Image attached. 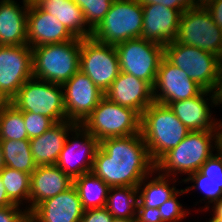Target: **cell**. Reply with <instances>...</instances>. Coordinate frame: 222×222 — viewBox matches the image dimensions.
<instances>
[{"label":"cell","mask_w":222,"mask_h":222,"mask_svg":"<svg viewBox=\"0 0 222 222\" xmlns=\"http://www.w3.org/2000/svg\"><path fill=\"white\" fill-rule=\"evenodd\" d=\"M154 171L155 163L141 133L101 140L92 168L110 187H137Z\"/></svg>","instance_id":"obj_1"},{"label":"cell","mask_w":222,"mask_h":222,"mask_svg":"<svg viewBox=\"0 0 222 222\" xmlns=\"http://www.w3.org/2000/svg\"><path fill=\"white\" fill-rule=\"evenodd\" d=\"M189 132L166 105L153 102L141 114L140 133L154 163L176 147Z\"/></svg>","instance_id":"obj_2"},{"label":"cell","mask_w":222,"mask_h":222,"mask_svg":"<svg viewBox=\"0 0 222 222\" xmlns=\"http://www.w3.org/2000/svg\"><path fill=\"white\" fill-rule=\"evenodd\" d=\"M214 150H217L216 131H190L176 147L155 163V171L172 178H179L178 174H187L188 177L199 171Z\"/></svg>","instance_id":"obj_3"},{"label":"cell","mask_w":222,"mask_h":222,"mask_svg":"<svg viewBox=\"0 0 222 222\" xmlns=\"http://www.w3.org/2000/svg\"><path fill=\"white\" fill-rule=\"evenodd\" d=\"M81 38L32 48L33 77L64 84L80 70Z\"/></svg>","instance_id":"obj_4"},{"label":"cell","mask_w":222,"mask_h":222,"mask_svg":"<svg viewBox=\"0 0 222 222\" xmlns=\"http://www.w3.org/2000/svg\"><path fill=\"white\" fill-rule=\"evenodd\" d=\"M143 9L138 0H114L92 38L100 43L117 45L130 39L141 38Z\"/></svg>","instance_id":"obj_5"},{"label":"cell","mask_w":222,"mask_h":222,"mask_svg":"<svg viewBox=\"0 0 222 222\" xmlns=\"http://www.w3.org/2000/svg\"><path fill=\"white\" fill-rule=\"evenodd\" d=\"M141 116L103 96L81 125L99 142L109 137H125L140 133Z\"/></svg>","instance_id":"obj_6"},{"label":"cell","mask_w":222,"mask_h":222,"mask_svg":"<svg viewBox=\"0 0 222 222\" xmlns=\"http://www.w3.org/2000/svg\"><path fill=\"white\" fill-rule=\"evenodd\" d=\"M9 102L22 112L44 115L55 123L67 120L63 88L60 84L32 77Z\"/></svg>","instance_id":"obj_7"},{"label":"cell","mask_w":222,"mask_h":222,"mask_svg":"<svg viewBox=\"0 0 222 222\" xmlns=\"http://www.w3.org/2000/svg\"><path fill=\"white\" fill-rule=\"evenodd\" d=\"M164 57L204 90L213 89L222 62L216 55L173 41L164 46Z\"/></svg>","instance_id":"obj_8"},{"label":"cell","mask_w":222,"mask_h":222,"mask_svg":"<svg viewBox=\"0 0 222 222\" xmlns=\"http://www.w3.org/2000/svg\"><path fill=\"white\" fill-rule=\"evenodd\" d=\"M175 41L212 53L222 60V30L205 7L191 6L181 14Z\"/></svg>","instance_id":"obj_9"},{"label":"cell","mask_w":222,"mask_h":222,"mask_svg":"<svg viewBox=\"0 0 222 222\" xmlns=\"http://www.w3.org/2000/svg\"><path fill=\"white\" fill-rule=\"evenodd\" d=\"M120 70L146 81L152 88L164 57V46L144 38L130 39L115 45Z\"/></svg>","instance_id":"obj_10"},{"label":"cell","mask_w":222,"mask_h":222,"mask_svg":"<svg viewBox=\"0 0 222 222\" xmlns=\"http://www.w3.org/2000/svg\"><path fill=\"white\" fill-rule=\"evenodd\" d=\"M80 70L105 93L121 72L115 46L92 37L81 39Z\"/></svg>","instance_id":"obj_11"},{"label":"cell","mask_w":222,"mask_h":222,"mask_svg":"<svg viewBox=\"0 0 222 222\" xmlns=\"http://www.w3.org/2000/svg\"><path fill=\"white\" fill-rule=\"evenodd\" d=\"M32 77V48L28 44L0 45V102H9Z\"/></svg>","instance_id":"obj_12"},{"label":"cell","mask_w":222,"mask_h":222,"mask_svg":"<svg viewBox=\"0 0 222 222\" xmlns=\"http://www.w3.org/2000/svg\"><path fill=\"white\" fill-rule=\"evenodd\" d=\"M99 145L100 142L93 135L77 124L69 132L56 165L72 179L91 172Z\"/></svg>","instance_id":"obj_13"},{"label":"cell","mask_w":222,"mask_h":222,"mask_svg":"<svg viewBox=\"0 0 222 222\" xmlns=\"http://www.w3.org/2000/svg\"><path fill=\"white\" fill-rule=\"evenodd\" d=\"M67 120L81 124L98 105L104 93L81 70L62 84Z\"/></svg>","instance_id":"obj_14"},{"label":"cell","mask_w":222,"mask_h":222,"mask_svg":"<svg viewBox=\"0 0 222 222\" xmlns=\"http://www.w3.org/2000/svg\"><path fill=\"white\" fill-rule=\"evenodd\" d=\"M203 90L185 71L162 58L153 86L154 102L167 106L170 102L198 96Z\"/></svg>","instance_id":"obj_15"},{"label":"cell","mask_w":222,"mask_h":222,"mask_svg":"<svg viewBox=\"0 0 222 222\" xmlns=\"http://www.w3.org/2000/svg\"><path fill=\"white\" fill-rule=\"evenodd\" d=\"M143 28L141 38L162 46L175 41L178 35L181 10L162 4L142 5Z\"/></svg>","instance_id":"obj_16"},{"label":"cell","mask_w":222,"mask_h":222,"mask_svg":"<svg viewBox=\"0 0 222 222\" xmlns=\"http://www.w3.org/2000/svg\"><path fill=\"white\" fill-rule=\"evenodd\" d=\"M74 185L39 203L30 213L29 222H80L84 214Z\"/></svg>","instance_id":"obj_17"},{"label":"cell","mask_w":222,"mask_h":222,"mask_svg":"<svg viewBox=\"0 0 222 222\" xmlns=\"http://www.w3.org/2000/svg\"><path fill=\"white\" fill-rule=\"evenodd\" d=\"M167 106L189 131H216L218 119L210 109L216 107L211 91L203 90L198 96L170 102Z\"/></svg>","instance_id":"obj_18"},{"label":"cell","mask_w":222,"mask_h":222,"mask_svg":"<svg viewBox=\"0 0 222 222\" xmlns=\"http://www.w3.org/2000/svg\"><path fill=\"white\" fill-rule=\"evenodd\" d=\"M75 38L58 18L43 11L36 3L29 4L27 44L31 48L46 44L67 42Z\"/></svg>","instance_id":"obj_19"},{"label":"cell","mask_w":222,"mask_h":222,"mask_svg":"<svg viewBox=\"0 0 222 222\" xmlns=\"http://www.w3.org/2000/svg\"><path fill=\"white\" fill-rule=\"evenodd\" d=\"M104 96L121 106L135 110L140 116L154 102L153 88L146 81L122 71Z\"/></svg>","instance_id":"obj_20"},{"label":"cell","mask_w":222,"mask_h":222,"mask_svg":"<svg viewBox=\"0 0 222 222\" xmlns=\"http://www.w3.org/2000/svg\"><path fill=\"white\" fill-rule=\"evenodd\" d=\"M184 183H192V186H186L187 193L193 189L200 190L204 194L199 202L204 201L205 207L200 211L210 210L211 204L222 198V154L217 150L200 167L199 171L191 173L188 177L181 179ZM206 200V201H205Z\"/></svg>","instance_id":"obj_21"},{"label":"cell","mask_w":222,"mask_h":222,"mask_svg":"<svg viewBox=\"0 0 222 222\" xmlns=\"http://www.w3.org/2000/svg\"><path fill=\"white\" fill-rule=\"evenodd\" d=\"M73 185V179L57 165L37 166L31 174L30 212L42 201L53 198Z\"/></svg>","instance_id":"obj_22"},{"label":"cell","mask_w":222,"mask_h":222,"mask_svg":"<svg viewBox=\"0 0 222 222\" xmlns=\"http://www.w3.org/2000/svg\"><path fill=\"white\" fill-rule=\"evenodd\" d=\"M77 123L66 120L56 123L42 135L30 139V149L37 166L56 165L69 132Z\"/></svg>","instance_id":"obj_23"},{"label":"cell","mask_w":222,"mask_h":222,"mask_svg":"<svg viewBox=\"0 0 222 222\" xmlns=\"http://www.w3.org/2000/svg\"><path fill=\"white\" fill-rule=\"evenodd\" d=\"M16 0H0V45L27 44L29 4Z\"/></svg>","instance_id":"obj_24"},{"label":"cell","mask_w":222,"mask_h":222,"mask_svg":"<svg viewBox=\"0 0 222 222\" xmlns=\"http://www.w3.org/2000/svg\"><path fill=\"white\" fill-rule=\"evenodd\" d=\"M36 4L58 18L75 37L92 36L93 30L86 24L82 9L73 0H39Z\"/></svg>","instance_id":"obj_25"},{"label":"cell","mask_w":222,"mask_h":222,"mask_svg":"<svg viewBox=\"0 0 222 222\" xmlns=\"http://www.w3.org/2000/svg\"><path fill=\"white\" fill-rule=\"evenodd\" d=\"M176 179L178 180L177 177L171 179V177L161 175L156 171L146 176L137 186V207L159 208L179 190L176 189V182L182 183L183 181H177ZM171 184L174 185L171 186Z\"/></svg>","instance_id":"obj_26"},{"label":"cell","mask_w":222,"mask_h":222,"mask_svg":"<svg viewBox=\"0 0 222 222\" xmlns=\"http://www.w3.org/2000/svg\"><path fill=\"white\" fill-rule=\"evenodd\" d=\"M84 210L105 207L110 186L92 171L73 179Z\"/></svg>","instance_id":"obj_27"},{"label":"cell","mask_w":222,"mask_h":222,"mask_svg":"<svg viewBox=\"0 0 222 222\" xmlns=\"http://www.w3.org/2000/svg\"><path fill=\"white\" fill-rule=\"evenodd\" d=\"M137 206V187H110L105 208L113 217L121 219H135Z\"/></svg>","instance_id":"obj_28"},{"label":"cell","mask_w":222,"mask_h":222,"mask_svg":"<svg viewBox=\"0 0 222 222\" xmlns=\"http://www.w3.org/2000/svg\"><path fill=\"white\" fill-rule=\"evenodd\" d=\"M5 166L32 174L37 165L30 149V140H0Z\"/></svg>","instance_id":"obj_29"},{"label":"cell","mask_w":222,"mask_h":222,"mask_svg":"<svg viewBox=\"0 0 222 222\" xmlns=\"http://www.w3.org/2000/svg\"><path fill=\"white\" fill-rule=\"evenodd\" d=\"M0 176L9 200L14 205L24 207L30 213L31 175L5 166Z\"/></svg>","instance_id":"obj_30"},{"label":"cell","mask_w":222,"mask_h":222,"mask_svg":"<svg viewBox=\"0 0 222 222\" xmlns=\"http://www.w3.org/2000/svg\"><path fill=\"white\" fill-rule=\"evenodd\" d=\"M0 140H29L22 111L10 102H0Z\"/></svg>","instance_id":"obj_31"},{"label":"cell","mask_w":222,"mask_h":222,"mask_svg":"<svg viewBox=\"0 0 222 222\" xmlns=\"http://www.w3.org/2000/svg\"><path fill=\"white\" fill-rule=\"evenodd\" d=\"M83 11L86 24L94 30L104 19L114 0H73Z\"/></svg>","instance_id":"obj_32"},{"label":"cell","mask_w":222,"mask_h":222,"mask_svg":"<svg viewBox=\"0 0 222 222\" xmlns=\"http://www.w3.org/2000/svg\"><path fill=\"white\" fill-rule=\"evenodd\" d=\"M185 189H179L172 197L164 202L160 207V217L163 222H180L189 215V209L183 208L182 204L178 201L177 196L185 195Z\"/></svg>","instance_id":"obj_33"},{"label":"cell","mask_w":222,"mask_h":222,"mask_svg":"<svg viewBox=\"0 0 222 222\" xmlns=\"http://www.w3.org/2000/svg\"><path fill=\"white\" fill-rule=\"evenodd\" d=\"M22 115L29 140L42 135L56 124L52 119L44 115L32 112H22Z\"/></svg>","instance_id":"obj_34"},{"label":"cell","mask_w":222,"mask_h":222,"mask_svg":"<svg viewBox=\"0 0 222 222\" xmlns=\"http://www.w3.org/2000/svg\"><path fill=\"white\" fill-rule=\"evenodd\" d=\"M0 222H29V213L17 205L0 207Z\"/></svg>","instance_id":"obj_35"},{"label":"cell","mask_w":222,"mask_h":222,"mask_svg":"<svg viewBox=\"0 0 222 222\" xmlns=\"http://www.w3.org/2000/svg\"><path fill=\"white\" fill-rule=\"evenodd\" d=\"M113 216L105 207L84 211L80 222H112Z\"/></svg>","instance_id":"obj_36"},{"label":"cell","mask_w":222,"mask_h":222,"mask_svg":"<svg viewBox=\"0 0 222 222\" xmlns=\"http://www.w3.org/2000/svg\"><path fill=\"white\" fill-rule=\"evenodd\" d=\"M136 222H163L159 208L137 207Z\"/></svg>","instance_id":"obj_37"},{"label":"cell","mask_w":222,"mask_h":222,"mask_svg":"<svg viewBox=\"0 0 222 222\" xmlns=\"http://www.w3.org/2000/svg\"><path fill=\"white\" fill-rule=\"evenodd\" d=\"M140 4H162L163 6H167L169 8L175 10H181L184 12L185 10L189 9L191 5L190 0H138Z\"/></svg>","instance_id":"obj_38"},{"label":"cell","mask_w":222,"mask_h":222,"mask_svg":"<svg viewBox=\"0 0 222 222\" xmlns=\"http://www.w3.org/2000/svg\"><path fill=\"white\" fill-rule=\"evenodd\" d=\"M205 8L211 14L215 24L222 30V0H215Z\"/></svg>","instance_id":"obj_39"},{"label":"cell","mask_w":222,"mask_h":222,"mask_svg":"<svg viewBox=\"0 0 222 222\" xmlns=\"http://www.w3.org/2000/svg\"><path fill=\"white\" fill-rule=\"evenodd\" d=\"M211 92L215 101V106L218 107L220 104L222 105V62L219 67L215 85Z\"/></svg>","instance_id":"obj_40"},{"label":"cell","mask_w":222,"mask_h":222,"mask_svg":"<svg viewBox=\"0 0 222 222\" xmlns=\"http://www.w3.org/2000/svg\"><path fill=\"white\" fill-rule=\"evenodd\" d=\"M14 205L8 198L6 189L0 176V207H9Z\"/></svg>","instance_id":"obj_41"},{"label":"cell","mask_w":222,"mask_h":222,"mask_svg":"<svg viewBox=\"0 0 222 222\" xmlns=\"http://www.w3.org/2000/svg\"><path fill=\"white\" fill-rule=\"evenodd\" d=\"M215 130L217 151L222 154V119L218 120Z\"/></svg>","instance_id":"obj_42"},{"label":"cell","mask_w":222,"mask_h":222,"mask_svg":"<svg viewBox=\"0 0 222 222\" xmlns=\"http://www.w3.org/2000/svg\"><path fill=\"white\" fill-rule=\"evenodd\" d=\"M210 207L212 213L217 217L222 219V198L218 201H215Z\"/></svg>","instance_id":"obj_43"},{"label":"cell","mask_w":222,"mask_h":222,"mask_svg":"<svg viewBox=\"0 0 222 222\" xmlns=\"http://www.w3.org/2000/svg\"><path fill=\"white\" fill-rule=\"evenodd\" d=\"M191 5L194 7H207L209 4L214 2L215 0H190Z\"/></svg>","instance_id":"obj_44"},{"label":"cell","mask_w":222,"mask_h":222,"mask_svg":"<svg viewBox=\"0 0 222 222\" xmlns=\"http://www.w3.org/2000/svg\"><path fill=\"white\" fill-rule=\"evenodd\" d=\"M4 167H5V162H4L3 153H2V149L0 145V172L4 169Z\"/></svg>","instance_id":"obj_45"},{"label":"cell","mask_w":222,"mask_h":222,"mask_svg":"<svg viewBox=\"0 0 222 222\" xmlns=\"http://www.w3.org/2000/svg\"><path fill=\"white\" fill-rule=\"evenodd\" d=\"M112 222H136V219H121L113 217Z\"/></svg>","instance_id":"obj_46"},{"label":"cell","mask_w":222,"mask_h":222,"mask_svg":"<svg viewBox=\"0 0 222 222\" xmlns=\"http://www.w3.org/2000/svg\"><path fill=\"white\" fill-rule=\"evenodd\" d=\"M208 222H222V219L217 218L214 214H212V217L209 218Z\"/></svg>","instance_id":"obj_47"},{"label":"cell","mask_w":222,"mask_h":222,"mask_svg":"<svg viewBox=\"0 0 222 222\" xmlns=\"http://www.w3.org/2000/svg\"><path fill=\"white\" fill-rule=\"evenodd\" d=\"M39 0H22L21 2H25L27 4H35L37 3Z\"/></svg>","instance_id":"obj_48"}]
</instances>
